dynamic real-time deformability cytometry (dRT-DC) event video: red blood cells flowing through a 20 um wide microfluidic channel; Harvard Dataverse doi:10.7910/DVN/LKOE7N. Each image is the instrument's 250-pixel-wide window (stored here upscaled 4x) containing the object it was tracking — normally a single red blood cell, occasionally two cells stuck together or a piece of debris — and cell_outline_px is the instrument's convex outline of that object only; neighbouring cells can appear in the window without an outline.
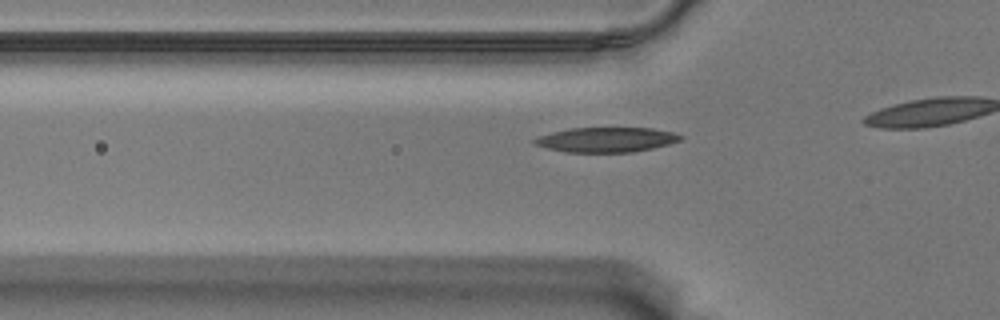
{"species": "Egyptian fruit bat (a non-hibernating species)", "species_latin": "Rousettus aegyptiacus", "temperature_condition": "warm", "stored_images_in_passage": 18, "camera_frame_rate_fps": 3000, "um_per_image_px": 0.085, "animal": {"sex": "male"}, "frame": {"image": 1, "passage_image": 12, "time_ms": 3.667, "image_size_px": [1000, 320], "cell_outline_px": [[684, 136], [680, 140], [668, 144], [652, 148], [632, 152], [564, 152], [548, 148], [536, 144], [532, 140], [540, 136], [552, 132], [568, 128], [652, 128], [672, 132]], "centroid_in_image_um": [51.54, 11.87], "position_along_channel_um": 74.3, "area_um2": 20.92}}
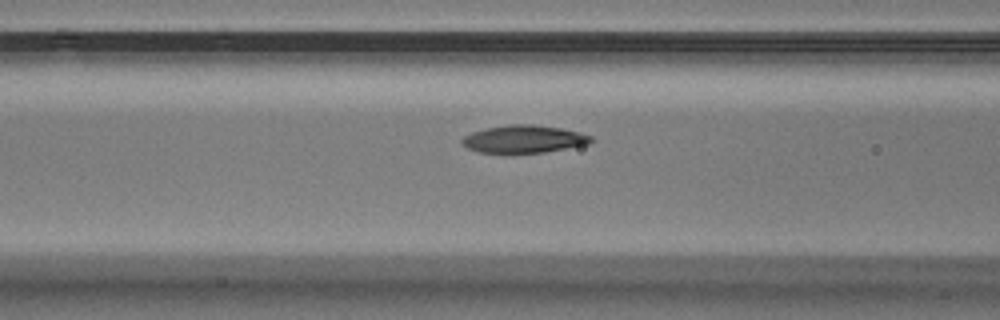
{"frame": {"image": 2, "passage_image": 16, "time_ms": 5.0, "image_size_px": [1000, 320], "cell_outline_px": [[592, 140], [588, 144], [544, 152], [480, 152], [468, 148], [460, 140], [464, 136], [472, 132], [484, 128], [512, 124], [532, 124], [560, 128], [580, 132], [592, 136]], "centroid_in_image_um": [44.53, 11.8], "position_along_channel_um": 122.1, "area_um2": 20.46}}